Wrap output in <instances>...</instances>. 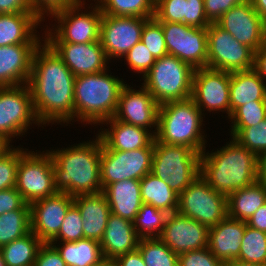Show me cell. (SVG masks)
I'll use <instances>...</instances> for the list:
<instances>
[{"mask_svg": "<svg viewBox=\"0 0 266 266\" xmlns=\"http://www.w3.org/2000/svg\"><path fill=\"white\" fill-rule=\"evenodd\" d=\"M75 75L45 41L36 48L28 86L40 125L72 124Z\"/></svg>", "mask_w": 266, "mask_h": 266, "instance_id": "obj_1", "label": "cell"}, {"mask_svg": "<svg viewBox=\"0 0 266 266\" xmlns=\"http://www.w3.org/2000/svg\"><path fill=\"white\" fill-rule=\"evenodd\" d=\"M102 140L96 134L66 148L48 150L53 160L54 185L57 192L78 195L103 192L100 174Z\"/></svg>", "mask_w": 266, "mask_h": 266, "instance_id": "obj_2", "label": "cell"}, {"mask_svg": "<svg viewBox=\"0 0 266 266\" xmlns=\"http://www.w3.org/2000/svg\"><path fill=\"white\" fill-rule=\"evenodd\" d=\"M219 149L211 153L205 149L200 157V176L215 191L228 197L257 181V156L253 152L233 138Z\"/></svg>", "mask_w": 266, "mask_h": 266, "instance_id": "obj_3", "label": "cell"}, {"mask_svg": "<svg viewBox=\"0 0 266 266\" xmlns=\"http://www.w3.org/2000/svg\"><path fill=\"white\" fill-rule=\"evenodd\" d=\"M108 70L75 77L73 122L95 126L113 118L126 82Z\"/></svg>", "mask_w": 266, "mask_h": 266, "instance_id": "obj_4", "label": "cell"}, {"mask_svg": "<svg viewBox=\"0 0 266 266\" xmlns=\"http://www.w3.org/2000/svg\"><path fill=\"white\" fill-rule=\"evenodd\" d=\"M203 118L205 115L191 98L164 103L159 106L155 138L160 143L186 146L201 154L207 143Z\"/></svg>", "mask_w": 266, "mask_h": 266, "instance_id": "obj_5", "label": "cell"}, {"mask_svg": "<svg viewBox=\"0 0 266 266\" xmlns=\"http://www.w3.org/2000/svg\"><path fill=\"white\" fill-rule=\"evenodd\" d=\"M194 68L173 55L156 59L143 76L145 87L155 101L162 105L191 97Z\"/></svg>", "mask_w": 266, "mask_h": 266, "instance_id": "obj_6", "label": "cell"}, {"mask_svg": "<svg viewBox=\"0 0 266 266\" xmlns=\"http://www.w3.org/2000/svg\"><path fill=\"white\" fill-rule=\"evenodd\" d=\"M200 157L189 147L160 143L155 138L151 173L179 195L200 176Z\"/></svg>", "mask_w": 266, "mask_h": 266, "instance_id": "obj_7", "label": "cell"}, {"mask_svg": "<svg viewBox=\"0 0 266 266\" xmlns=\"http://www.w3.org/2000/svg\"><path fill=\"white\" fill-rule=\"evenodd\" d=\"M85 1L82 0L80 3L67 7L52 16L58 25L56 23L51 24L52 29L48 28V25L45 26L44 40L47 43L83 44L99 41L102 11L96 2L95 4L91 3V8L90 6L87 7L91 10L87 11ZM83 9L84 13L82 12Z\"/></svg>", "mask_w": 266, "mask_h": 266, "instance_id": "obj_8", "label": "cell"}, {"mask_svg": "<svg viewBox=\"0 0 266 266\" xmlns=\"http://www.w3.org/2000/svg\"><path fill=\"white\" fill-rule=\"evenodd\" d=\"M15 188L28 204L57 193L53 160L48 150L34 152L27 149L21 155Z\"/></svg>", "mask_w": 266, "mask_h": 266, "instance_id": "obj_9", "label": "cell"}, {"mask_svg": "<svg viewBox=\"0 0 266 266\" xmlns=\"http://www.w3.org/2000/svg\"><path fill=\"white\" fill-rule=\"evenodd\" d=\"M176 212L210 228L228 215L227 196L199 176L178 195Z\"/></svg>", "mask_w": 266, "mask_h": 266, "instance_id": "obj_10", "label": "cell"}, {"mask_svg": "<svg viewBox=\"0 0 266 266\" xmlns=\"http://www.w3.org/2000/svg\"><path fill=\"white\" fill-rule=\"evenodd\" d=\"M32 124L41 126L28 84L0 87V134L12 143V137H23Z\"/></svg>", "mask_w": 266, "mask_h": 266, "instance_id": "obj_11", "label": "cell"}, {"mask_svg": "<svg viewBox=\"0 0 266 266\" xmlns=\"http://www.w3.org/2000/svg\"><path fill=\"white\" fill-rule=\"evenodd\" d=\"M207 36V68L228 72L254 68L255 52L217 23L207 27Z\"/></svg>", "mask_w": 266, "mask_h": 266, "instance_id": "obj_12", "label": "cell"}, {"mask_svg": "<svg viewBox=\"0 0 266 266\" xmlns=\"http://www.w3.org/2000/svg\"><path fill=\"white\" fill-rule=\"evenodd\" d=\"M154 148L131 151L110 150L101 146L100 174L102 189L123 180H140L151 172Z\"/></svg>", "mask_w": 266, "mask_h": 266, "instance_id": "obj_13", "label": "cell"}, {"mask_svg": "<svg viewBox=\"0 0 266 266\" xmlns=\"http://www.w3.org/2000/svg\"><path fill=\"white\" fill-rule=\"evenodd\" d=\"M160 23L169 55L188 63L194 69L207 67V27H191L174 22Z\"/></svg>", "mask_w": 266, "mask_h": 266, "instance_id": "obj_14", "label": "cell"}, {"mask_svg": "<svg viewBox=\"0 0 266 266\" xmlns=\"http://www.w3.org/2000/svg\"><path fill=\"white\" fill-rule=\"evenodd\" d=\"M230 78L231 72L210 68L194 70L191 99L203 112H226L230 117ZM218 111V112H216Z\"/></svg>", "mask_w": 266, "mask_h": 266, "instance_id": "obj_15", "label": "cell"}, {"mask_svg": "<svg viewBox=\"0 0 266 266\" xmlns=\"http://www.w3.org/2000/svg\"><path fill=\"white\" fill-rule=\"evenodd\" d=\"M150 18L102 15L99 40L109 61L120 59L141 41L144 23Z\"/></svg>", "mask_w": 266, "mask_h": 266, "instance_id": "obj_16", "label": "cell"}, {"mask_svg": "<svg viewBox=\"0 0 266 266\" xmlns=\"http://www.w3.org/2000/svg\"><path fill=\"white\" fill-rule=\"evenodd\" d=\"M216 23L254 52L266 43V23L251 1L233 6Z\"/></svg>", "mask_w": 266, "mask_h": 266, "instance_id": "obj_17", "label": "cell"}, {"mask_svg": "<svg viewBox=\"0 0 266 266\" xmlns=\"http://www.w3.org/2000/svg\"><path fill=\"white\" fill-rule=\"evenodd\" d=\"M132 88L127 83L122 88L113 118L127 124L151 129L156 135L160 105L145 87L141 86L138 90Z\"/></svg>", "mask_w": 266, "mask_h": 266, "instance_id": "obj_18", "label": "cell"}, {"mask_svg": "<svg viewBox=\"0 0 266 266\" xmlns=\"http://www.w3.org/2000/svg\"><path fill=\"white\" fill-rule=\"evenodd\" d=\"M73 203L74 197L62 192L30 203L31 231L43 243H50L59 233Z\"/></svg>", "mask_w": 266, "mask_h": 266, "instance_id": "obj_19", "label": "cell"}, {"mask_svg": "<svg viewBox=\"0 0 266 266\" xmlns=\"http://www.w3.org/2000/svg\"><path fill=\"white\" fill-rule=\"evenodd\" d=\"M208 232L207 226L175 212L168 214L159 238L173 252L180 255L192 250L207 248Z\"/></svg>", "mask_w": 266, "mask_h": 266, "instance_id": "obj_20", "label": "cell"}, {"mask_svg": "<svg viewBox=\"0 0 266 266\" xmlns=\"http://www.w3.org/2000/svg\"><path fill=\"white\" fill-rule=\"evenodd\" d=\"M62 58L64 64L75 75L94 74L108 69L109 60L101 46L96 42L75 43H48Z\"/></svg>", "mask_w": 266, "mask_h": 266, "instance_id": "obj_21", "label": "cell"}, {"mask_svg": "<svg viewBox=\"0 0 266 266\" xmlns=\"http://www.w3.org/2000/svg\"><path fill=\"white\" fill-rule=\"evenodd\" d=\"M40 44H15L0 47V87L27 84L33 54Z\"/></svg>", "mask_w": 266, "mask_h": 266, "instance_id": "obj_22", "label": "cell"}, {"mask_svg": "<svg viewBox=\"0 0 266 266\" xmlns=\"http://www.w3.org/2000/svg\"><path fill=\"white\" fill-rule=\"evenodd\" d=\"M108 127L100 128L97 135L102 143L110 150L131 151L140 148H154L155 135L151 130L124 123L111 118L101 125ZM104 129V130H103ZM103 130V131H102Z\"/></svg>", "mask_w": 266, "mask_h": 266, "instance_id": "obj_23", "label": "cell"}, {"mask_svg": "<svg viewBox=\"0 0 266 266\" xmlns=\"http://www.w3.org/2000/svg\"><path fill=\"white\" fill-rule=\"evenodd\" d=\"M245 232V221L228 215L217 225L210 227L207 248L224 265L239 258L241 240Z\"/></svg>", "mask_w": 266, "mask_h": 266, "instance_id": "obj_24", "label": "cell"}, {"mask_svg": "<svg viewBox=\"0 0 266 266\" xmlns=\"http://www.w3.org/2000/svg\"><path fill=\"white\" fill-rule=\"evenodd\" d=\"M139 239L133 222L111 213L100 240L105 260H115L120 255L136 250Z\"/></svg>", "mask_w": 266, "mask_h": 266, "instance_id": "obj_25", "label": "cell"}, {"mask_svg": "<svg viewBox=\"0 0 266 266\" xmlns=\"http://www.w3.org/2000/svg\"><path fill=\"white\" fill-rule=\"evenodd\" d=\"M42 21L34 13L0 14V47L15 44H40L37 28Z\"/></svg>", "mask_w": 266, "mask_h": 266, "instance_id": "obj_26", "label": "cell"}, {"mask_svg": "<svg viewBox=\"0 0 266 266\" xmlns=\"http://www.w3.org/2000/svg\"><path fill=\"white\" fill-rule=\"evenodd\" d=\"M74 204L82 215L84 238L100 242L111 214L105 194L78 195L74 197Z\"/></svg>", "mask_w": 266, "mask_h": 266, "instance_id": "obj_27", "label": "cell"}, {"mask_svg": "<svg viewBox=\"0 0 266 266\" xmlns=\"http://www.w3.org/2000/svg\"><path fill=\"white\" fill-rule=\"evenodd\" d=\"M154 17L159 22L184 23L198 28L211 24L206 18L204 0H160L155 4Z\"/></svg>", "mask_w": 266, "mask_h": 266, "instance_id": "obj_28", "label": "cell"}, {"mask_svg": "<svg viewBox=\"0 0 266 266\" xmlns=\"http://www.w3.org/2000/svg\"><path fill=\"white\" fill-rule=\"evenodd\" d=\"M111 213L135 221L142 206L140 180H123L109 184L104 190Z\"/></svg>", "mask_w": 266, "mask_h": 266, "instance_id": "obj_29", "label": "cell"}, {"mask_svg": "<svg viewBox=\"0 0 266 266\" xmlns=\"http://www.w3.org/2000/svg\"><path fill=\"white\" fill-rule=\"evenodd\" d=\"M254 101H266V82L254 68L231 72L230 115L236 108Z\"/></svg>", "mask_w": 266, "mask_h": 266, "instance_id": "obj_30", "label": "cell"}, {"mask_svg": "<svg viewBox=\"0 0 266 266\" xmlns=\"http://www.w3.org/2000/svg\"><path fill=\"white\" fill-rule=\"evenodd\" d=\"M266 203V184L256 181L227 197L228 216L247 222Z\"/></svg>", "mask_w": 266, "mask_h": 266, "instance_id": "obj_31", "label": "cell"}, {"mask_svg": "<svg viewBox=\"0 0 266 266\" xmlns=\"http://www.w3.org/2000/svg\"><path fill=\"white\" fill-rule=\"evenodd\" d=\"M50 244L67 266H99L105 260L100 242L96 240L84 238L75 242L51 241Z\"/></svg>", "mask_w": 266, "mask_h": 266, "instance_id": "obj_32", "label": "cell"}, {"mask_svg": "<svg viewBox=\"0 0 266 266\" xmlns=\"http://www.w3.org/2000/svg\"><path fill=\"white\" fill-rule=\"evenodd\" d=\"M142 202L150 204L167 214L175 213L178 207V194L166 181L151 172L140 179Z\"/></svg>", "mask_w": 266, "mask_h": 266, "instance_id": "obj_33", "label": "cell"}, {"mask_svg": "<svg viewBox=\"0 0 266 266\" xmlns=\"http://www.w3.org/2000/svg\"><path fill=\"white\" fill-rule=\"evenodd\" d=\"M43 242L30 231L0 248L7 266H34L38 250Z\"/></svg>", "mask_w": 266, "mask_h": 266, "instance_id": "obj_34", "label": "cell"}, {"mask_svg": "<svg viewBox=\"0 0 266 266\" xmlns=\"http://www.w3.org/2000/svg\"><path fill=\"white\" fill-rule=\"evenodd\" d=\"M96 1L102 14L112 16H132L153 18L155 3L153 0H92Z\"/></svg>", "mask_w": 266, "mask_h": 266, "instance_id": "obj_35", "label": "cell"}, {"mask_svg": "<svg viewBox=\"0 0 266 266\" xmlns=\"http://www.w3.org/2000/svg\"><path fill=\"white\" fill-rule=\"evenodd\" d=\"M30 231V209H17L0 215V248Z\"/></svg>", "mask_w": 266, "mask_h": 266, "instance_id": "obj_36", "label": "cell"}, {"mask_svg": "<svg viewBox=\"0 0 266 266\" xmlns=\"http://www.w3.org/2000/svg\"><path fill=\"white\" fill-rule=\"evenodd\" d=\"M137 249L146 266H178V255L160 238H141Z\"/></svg>", "mask_w": 266, "mask_h": 266, "instance_id": "obj_37", "label": "cell"}, {"mask_svg": "<svg viewBox=\"0 0 266 266\" xmlns=\"http://www.w3.org/2000/svg\"><path fill=\"white\" fill-rule=\"evenodd\" d=\"M168 214L150 204L143 203L136 215L135 231L141 238H159Z\"/></svg>", "mask_w": 266, "mask_h": 266, "instance_id": "obj_38", "label": "cell"}, {"mask_svg": "<svg viewBox=\"0 0 266 266\" xmlns=\"http://www.w3.org/2000/svg\"><path fill=\"white\" fill-rule=\"evenodd\" d=\"M237 260L266 265V233L248 226L245 222V232Z\"/></svg>", "mask_w": 266, "mask_h": 266, "instance_id": "obj_39", "label": "cell"}, {"mask_svg": "<svg viewBox=\"0 0 266 266\" xmlns=\"http://www.w3.org/2000/svg\"><path fill=\"white\" fill-rule=\"evenodd\" d=\"M229 135L256 156L266 151V118L250 127H231Z\"/></svg>", "mask_w": 266, "mask_h": 266, "instance_id": "obj_40", "label": "cell"}, {"mask_svg": "<svg viewBox=\"0 0 266 266\" xmlns=\"http://www.w3.org/2000/svg\"><path fill=\"white\" fill-rule=\"evenodd\" d=\"M27 149L11 146L0 155V191L16 186L17 167Z\"/></svg>", "mask_w": 266, "mask_h": 266, "instance_id": "obj_41", "label": "cell"}, {"mask_svg": "<svg viewBox=\"0 0 266 266\" xmlns=\"http://www.w3.org/2000/svg\"><path fill=\"white\" fill-rule=\"evenodd\" d=\"M266 118V101H254L236 108L228 118L231 127H250Z\"/></svg>", "mask_w": 266, "mask_h": 266, "instance_id": "obj_42", "label": "cell"}, {"mask_svg": "<svg viewBox=\"0 0 266 266\" xmlns=\"http://www.w3.org/2000/svg\"><path fill=\"white\" fill-rule=\"evenodd\" d=\"M141 42L156 59L168 54L162 24L155 17L144 23Z\"/></svg>", "mask_w": 266, "mask_h": 266, "instance_id": "obj_43", "label": "cell"}, {"mask_svg": "<svg viewBox=\"0 0 266 266\" xmlns=\"http://www.w3.org/2000/svg\"><path fill=\"white\" fill-rule=\"evenodd\" d=\"M84 239L82 215L73 203L66 212L61 228L52 241L75 242Z\"/></svg>", "mask_w": 266, "mask_h": 266, "instance_id": "obj_44", "label": "cell"}, {"mask_svg": "<svg viewBox=\"0 0 266 266\" xmlns=\"http://www.w3.org/2000/svg\"><path fill=\"white\" fill-rule=\"evenodd\" d=\"M123 58H125L124 60L127 61L126 64L129 65V68H131L134 73L142 74V78L156 61V58L141 41L135 44Z\"/></svg>", "mask_w": 266, "mask_h": 266, "instance_id": "obj_45", "label": "cell"}, {"mask_svg": "<svg viewBox=\"0 0 266 266\" xmlns=\"http://www.w3.org/2000/svg\"><path fill=\"white\" fill-rule=\"evenodd\" d=\"M178 266H225L208 249L192 250L178 255Z\"/></svg>", "mask_w": 266, "mask_h": 266, "instance_id": "obj_46", "label": "cell"}, {"mask_svg": "<svg viewBox=\"0 0 266 266\" xmlns=\"http://www.w3.org/2000/svg\"><path fill=\"white\" fill-rule=\"evenodd\" d=\"M82 0H31L32 12L41 20L45 21V15L51 17L67 7L76 5ZM51 16V17H50Z\"/></svg>", "mask_w": 266, "mask_h": 266, "instance_id": "obj_47", "label": "cell"}, {"mask_svg": "<svg viewBox=\"0 0 266 266\" xmlns=\"http://www.w3.org/2000/svg\"><path fill=\"white\" fill-rule=\"evenodd\" d=\"M17 209H30L15 187L0 191V215Z\"/></svg>", "mask_w": 266, "mask_h": 266, "instance_id": "obj_48", "label": "cell"}, {"mask_svg": "<svg viewBox=\"0 0 266 266\" xmlns=\"http://www.w3.org/2000/svg\"><path fill=\"white\" fill-rule=\"evenodd\" d=\"M34 266H67L57 249L50 243H43L37 253Z\"/></svg>", "mask_w": 266, "mask_h": 266, "instance_id": "obj_49", "label": "cell"}, {"mask_svg": "<svg viewBox=\"0 0 266 266\" xmlns=\"http://www.w3.org/2000/svg\"><path fill=\"white\" fill-rule=\"evenodd\" d=\"M237 4L235 0H204L206 18L210 23H216L225 12Z\"/></svg>", "mask_w": 266, "mask_h": 266, "instance_id": "obj_50", "label": "cell"}, {"mask_svg": "<svg viewBox=\"0 0 266 266\" xmlns=\"http://www.w3.org/2000/svg\"><path fill=\"white\" fill-rule=\"evenodd\" d=\"M33 13L31 0H0V14Z\"/></svg>", "mask_w": 266, "mask_h": 266, "instance_id": "obj_51", "label": "cell"}, {"mask_svg": "<svg viewBox=\"0 0 266 266\" xmlns=\"http://www.w3.org/2000/svg\"><path fill=\"white\" fill-rule=\"evenodd\" d=\"M115 262L119 266H146L138 249L118 256Z\"/></svg>", "mask_w": 266, "mask_h": 266, "instance_id": "obj_52", "label": "cell"}, {"mask_svg": "<svg viewBox=\"0 0 266 266\" xmlns=\"http://www.w3.org/2000/svg\"><path fill=\"white\" fill-rule=\"evenodd\" d=\"M246 223L248 226L266 233V203Z\"/></svg>", "mask_w": 266, "mask_h": 266, "instance_id": "obj_53", "label": "cell"}, {"mask_svg": "<svg viewBox=\"0 0 266 266\" xmlns=\"http://www.w3.org/2000/svg\"><path fill=\"white\" fill-rule=\"evenodd\" d=\"M254 69L266 82V43L255 51Z\"/></svg>", "mask_w": 266, "mask_h": 266, "instance_id": "obj_54", "label": "cell"}, {"mask_svg": "<svg viewBox=\"0 0 266 266\" xmlns=\"http://www.w3.org/2000/svg\"><path fill=\"white\" fill-rule=\"evenodd\" d=\"M257 181L266 184V151L257 156Z\"/></svg>", "mask_w": 266, "mask_h": 266, "instance_id": "obj_55", "label": "cell"}, {"mask_svg": "<svg viewBox=\"0 0 266 266\" xmlns=\"http://www.w3.org/2000/svg\"><path fill=\"white\" fill-rule=\"evenodd\" d=\"M254 10L262 17L266 23V0H251Z\"/></svg>", "mask_w": 266, "mask_h": 266, "instance_id": "obj_56", "label": "cell"}, {"mask_svg": "<svg viewBox=\"0 0 266 266\" xmlns=\"http://www.w3.org/2000/svg\"><path fill=\"white\" fill-rule=\"evenodd\" d=\"M225 266H266L265 264L248 263L240 260H235L225 264Z\"/></svg>", "mask_w": 266, "mask_h": 266, "instance_id": "obj_57", "label": "cell"}, {"mask_svg": "<svg viewBox=\"0 0 266 266\" xmlns=\"http://www.w3.org/2000/svg\"><path fill=\"white\" fill-rule=\"evenodd\" d=\"M12 146L10 142L0 134V155Z\"/></svg>", "mask_w": 266, "mask_h": 266, "instance_id": "obj_58", "label": "cell"}, {"mask_svg": "<svg viewBox=\"0 0 266 266\" xmlns=\"http://www.w3.org/2000/svg\"><path fill=\"white\" fill-rule=\"evenodd\" d=\"M99 266H119L115 260H104Z\"/></svg>", "mask_w": 266, "mask_h": 266, "instance_id": "obj_59", "label": "cell"}, {"mask_svg": "<svg viewBox=\"0 0 266 266\" xmlns=\"http://www.w3.org/2000/svg\"><path fill=\"white\" fill-rule=\"evenodd\" d=\"M0 266H7L6 262L3 259L2 254H1V251H0Z\"/></svg>", "mask_w": 266, "mask_h": 266, "instance_id": "obj_60", "label": "cell"}, {"mask_svg": "<svg viewBox=\"0 0 266 266\" xmlns=\"http://www.w3.org/2000/svg\"><path fill=\"white\" fill-rule=\"evenodd\" d=\"M238 4L240 3H246V2H249L251 0H235Z\"/></svg>", "mask_w": 266, "mask_h": 266, "instance_id": "obj_61", "label": "cell"}, {"mask_svg": "<svg viewBox=\"0 0 266 266\" xmlns=\"http://www.w3.org/2000/svg\"><path fill=\"white\" fill-rule=\"evenodd\" d=\"M158 1H160V0H153V2L156 4Z\"/></svg>", "mask_w": 266, "mask_h": 266, "instance_id": "obj_62", "label": "cell"}]
</instances>
